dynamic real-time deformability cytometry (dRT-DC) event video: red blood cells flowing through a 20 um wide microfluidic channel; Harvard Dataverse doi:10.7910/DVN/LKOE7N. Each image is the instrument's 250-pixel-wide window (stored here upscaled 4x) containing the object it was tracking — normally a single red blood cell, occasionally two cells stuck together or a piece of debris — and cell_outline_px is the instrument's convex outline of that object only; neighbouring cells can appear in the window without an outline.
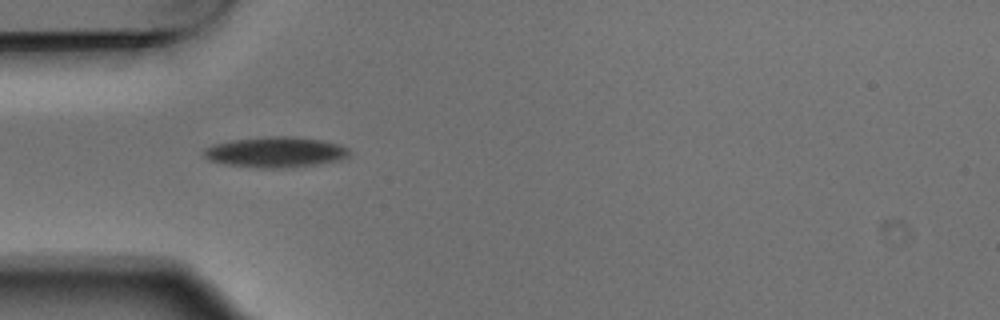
{"species": "Egyptian fruit bat (a non-hibernating species)", "species_latin": "Rousettus aegyptiacus", "temperature_condition": "warm", "stored_images_in_passage": 8, "camera_frame_rate_fps": 3000, "um_per_image_px": 0.085, "animal": {"sex": "male"}, "frame": {"image": 1, "passage_image": 4, "time_ms": 1.0, "image_size_px": [1000, 320], "cell_outline_px": [[348, 156], [340, 160], [316, 164], [288, 168], [260, 168], [220, 164], [208, 160], [204, 156], [204, 148], [216, 144], [232, 140], [276, 136], [288, 136], [320, 140], [340, 144], [348, 148]], "centroid_in_image_um": [23.4, 12.95], "position_along_channel_um": 61.6, "area_um2": 25.78}}
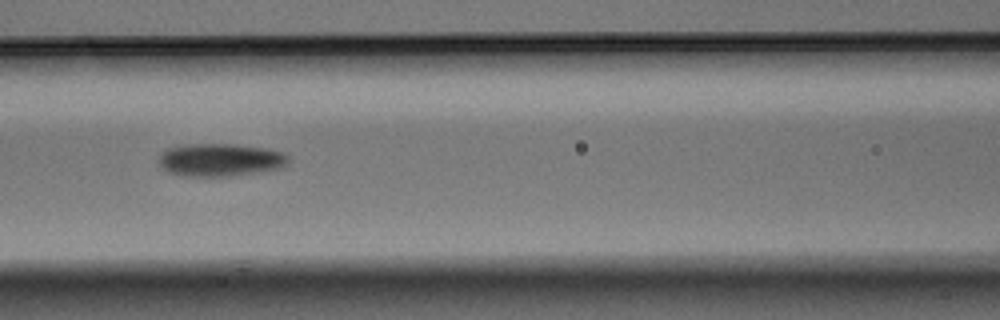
{"frame": {"image": 2, "passage_image": 6, "time_ms": 1.667, "image_size_px": [1000, 320], "cell_outline_px": [[288, 164], [284, 168], [260, 172], [232, 176], [180, 176], [168, 172], [160, 168], [160, 152], [168, 148], [192, 144], [232, 144], [268, 148], [284, 152], [288, 156]], "centroid_in_image_um": [18.76, 13.6], "position_along_channel_um": 147.8, "area_um2": 25.14}}
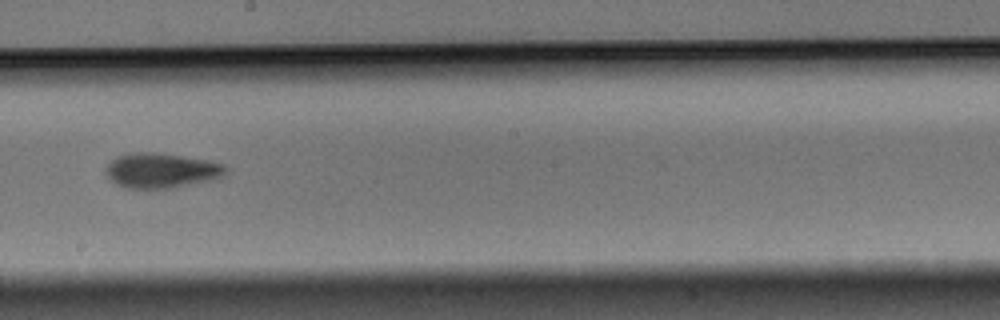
{"frame": {"image": 3, "passage_image": 8, "time_ms": 2.333, "image_size_px": [1000, 320], "cell_outline_px": [[228, 172], [224, 176], [216, 180], [172, 188], [124, 188], [116, 184], [104, 172], [104, 168], [116, 156], [136, 152], [156, 152], [212, 160], [224, 164], [228, 168]], "centroid_in_image_um": [13.78, 14.49], "position_along_channel_um": 234.4, "area_um2": 24.97}}